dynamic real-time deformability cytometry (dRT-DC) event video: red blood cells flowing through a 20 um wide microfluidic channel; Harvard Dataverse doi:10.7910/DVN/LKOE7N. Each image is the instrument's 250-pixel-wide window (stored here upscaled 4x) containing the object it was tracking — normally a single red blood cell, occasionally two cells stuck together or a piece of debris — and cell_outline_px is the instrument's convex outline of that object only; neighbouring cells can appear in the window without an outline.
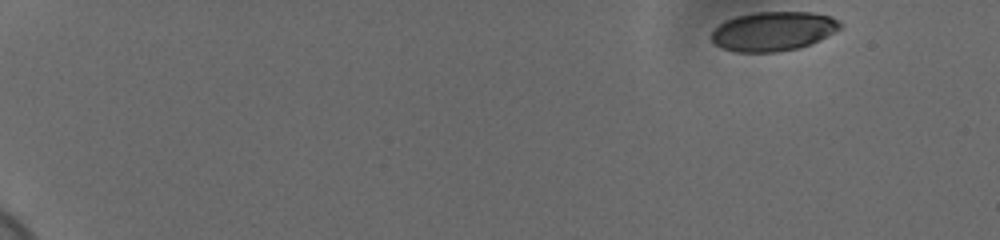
{"species": "human", "species_latin": "Homo sapiens", "temperature_condition": "cold", "stored_images_in_passage": 53, "camera_frame_rate_fps": 3000, "um_per_image_px": 0.085, "donor": {"sex": "female"}, "frame": {"image": 1, "passage_image": 1, "time_ms": 0.0, "image_size_px": [1000, 240], "cell_outline_px": [[840, 28], [808, 44], [796, 48], [776, 52], [736, 52], [724, 48], [716, 44], [712, 40], [712, 32], [720, 24], [736, 16], [756, 12], [812, 12], [832, 16], [840, 24]], "centroid_in_image_um": [65.69, 2.64], "position_along_channel_um": 19.3, "area_um2": 28.78}}
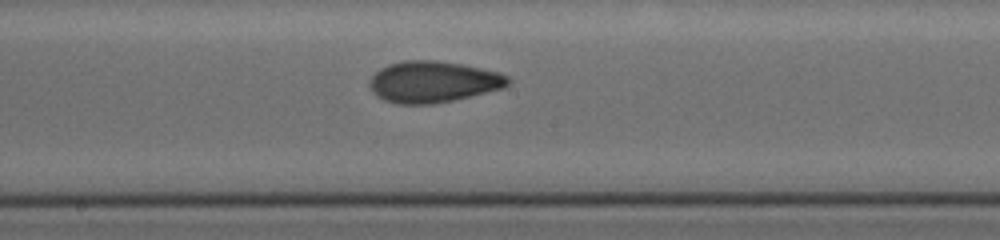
{"frame": {"image": 2, "passage_image": 30, "time_ms": 9.667, "image_size_px": [1000, 240], "cell_outline_px": [[512, 80], [504, 88], [452, 100], [432, 104], [396, 104], [384, 100], [376, 96], [372, 92], [368, 84], [368, 80], [380, 68], [388, 64], [408, 60], [436, 60], [460, 64], [500, 72], [508, 76]], "centroid_in_image_um": [36.79, 6.96], "position_along_channel_um": 211.4, "area_um2": 33.47}}
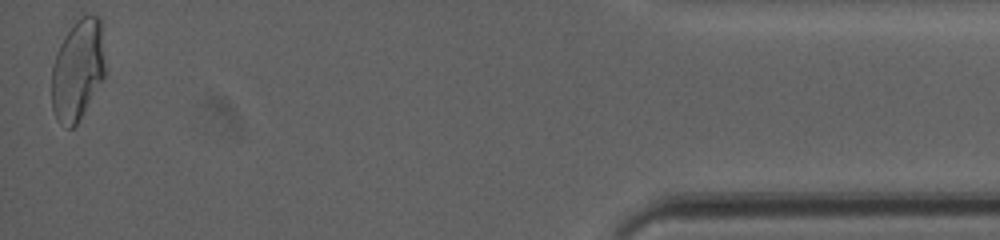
{"frame": {"image": 3, "passage_image": 53, "time_ms": 17.333, "image_size_px": [1000, 240], "cell_outline_px": [[104, 76], [76, 124], [72, 128], [68, 128], [56, 116], [52, 108], [52, 64], [60, 44], [72, 16], [76, 12], [96, 16], [100, 20], [104, 64]], "centroid_in_image_um": [6.57, 5.79], "position_along_channel_um": 428.6, "area_um2": 31.5}, "authors_computed_cell_mechanics": {"area_um2": 31.7322, "velocity_mm_per_s": 3.6807, "shape_relaxation_time_tau1_ms": 7.228, "shape_relaxation_time_tau2_ms": 1.8353, "deformation_change_tau1": 0.1812, "deformation_change_tau2": 0.0691}}